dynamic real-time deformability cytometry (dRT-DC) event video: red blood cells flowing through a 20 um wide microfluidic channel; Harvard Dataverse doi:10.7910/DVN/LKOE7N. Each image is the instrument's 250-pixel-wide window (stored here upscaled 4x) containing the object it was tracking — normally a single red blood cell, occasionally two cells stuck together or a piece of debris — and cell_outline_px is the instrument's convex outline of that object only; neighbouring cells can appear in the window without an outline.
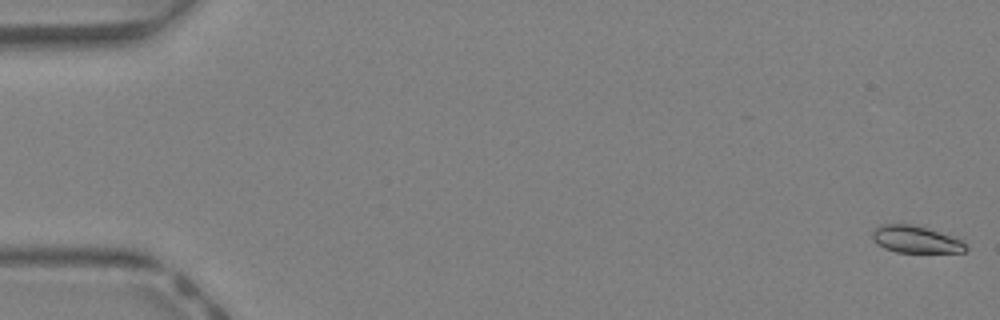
{"species": "Egyptian fruit bat (a non-hibernating species)", "species_latin": "Rousettus aegyptiacus", "temperature_condition": "warm", "stored_images_in_passage": 43, "camera_frame_rate_fps": 3000, "um_per_image_px": 0.085, "animal": {"sex": "female"}, "frame": {"image": 1, "passage_image": 1, "time_ms": 0.0, "image_size_px": [1000, 320], "cell_outline_px": [[968, 248], [964, 252], [896, 252], [884, 248], [876, 244], [872, 240], [872, 232], [880, 224], [916, 224], [960, 240]], "centroid_in_image_um": [77.76, 20.35], "position_along_channel_um": 7.2, "area_um2": 14.62}}
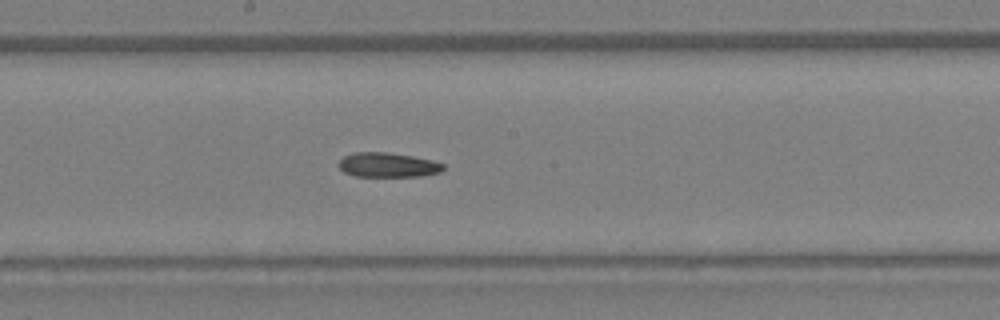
{"frame": {"image": 2, "passage_image": 24, "time_ms": 7.667, "image_size_px": [1000, 320], "cell_outline_px": [[444, 168], [440, 172], [420, 176], [356, 176], [344, 172], [336, 164], [344, 156], [356, 152], [388, 152], [412, 156], [432, 160], [444, 164]], "centroid_in_image_um": [32.95, 14.01], "position_along_channel_um": 215.3, "area_um2": 14.91}}
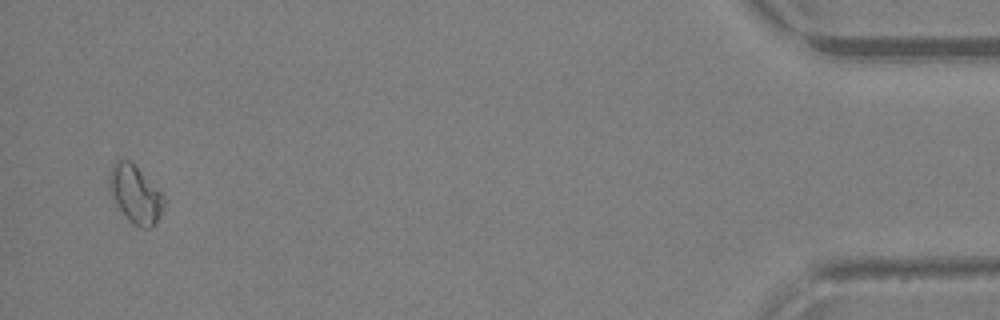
{"frame": {"image": 3, "passage_image": 42, "time_ms": 13.667, "image_size_px": [1000, 320], "cell_outline_px": [[164, 204], [160, 216], [148, 228], [140, 228], [132, 224], [128, 220], [116, 204], [108, 188], [108, 172], [112, 164], [116, 160], [128, 160], [164, 196]], "centroid_in_image_um": [11.44, 16.52], "position_along_channel_um": 423.8, "area_um2": 17.98}}